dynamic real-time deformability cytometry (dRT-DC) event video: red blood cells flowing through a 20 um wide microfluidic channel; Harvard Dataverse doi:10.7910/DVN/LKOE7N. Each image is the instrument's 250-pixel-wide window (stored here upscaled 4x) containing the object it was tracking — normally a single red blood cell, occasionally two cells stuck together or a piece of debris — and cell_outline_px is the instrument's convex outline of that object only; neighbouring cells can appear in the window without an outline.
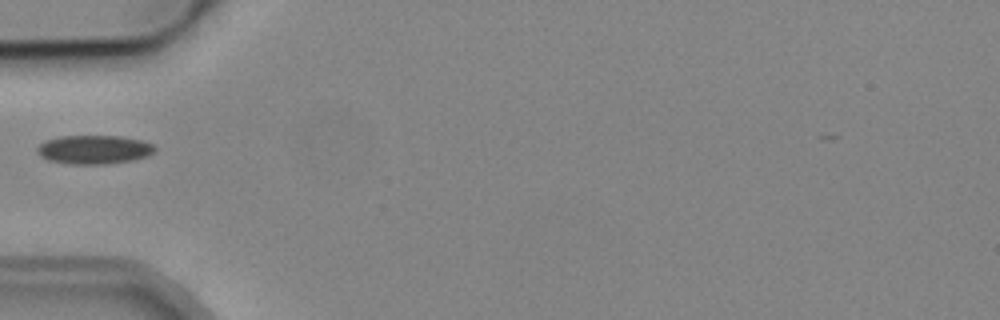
{"species": "common noctule bat (a hibernating species)", "species_latin": "Nyctalus noctula", "temperature_condition": "cold", "stored_images_in_passage": 5, "camera_frame_rate_fps": 3000, "um_per_image_px": 0.085, "animal": {"sex": "male", "body_mass_g": 19.2, "forearm_length_mm": 51.8}, "frame": {"image": 1, "passage_image": 5, "time_ms": 5.333, "image_size_px": [1000, 320], "cell_outline_px": [[156, 148], [148, 156], [132, 160], [104, 164], [68, 164], [48, 160], [40, 156], [36, 152], [36, 148], [44, 140], [60, 136], [120, 136], [140, 140], [152, 144]], "centroid_in_image_um": [7.94, 12.71], "position_along_channel_um": 77.1, "area_um2": 19.77}}